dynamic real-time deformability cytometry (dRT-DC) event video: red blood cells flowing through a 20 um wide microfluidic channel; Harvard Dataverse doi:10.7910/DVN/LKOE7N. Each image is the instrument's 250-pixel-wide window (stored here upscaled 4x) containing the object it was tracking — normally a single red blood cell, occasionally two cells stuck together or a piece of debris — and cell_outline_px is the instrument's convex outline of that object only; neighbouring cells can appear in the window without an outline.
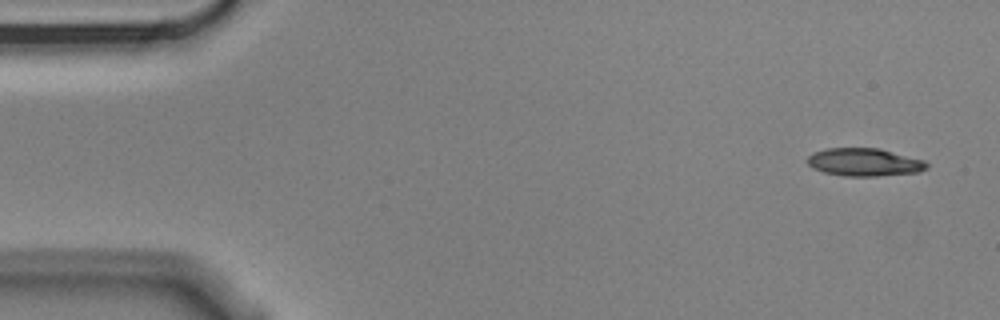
{"species": "Egyptian fruit bat (a non-hibernating species)", "species_latin": "Rousettus aegyptiacus", "temperature_condition": "cold", "stored_images_in_passage": 4, "camera_frame_rate_fps": 3000, "um_per_image_px": 0.085, "animal": {"sex": "male"}, "frame": {"image": 1, "passage_image": 1, "time_ms": 0.0, "image_size_px": [1000, 320], "cell_outline_px": [[928, 168], [920, 172], [876, 176], [844, 176], [824, 172], [812, 168], [808, 164], [808, 156], [812, 152], [828, 148], [880, 148], [924, 160], [928, 164]], "centroid_in_image_um": [73.47, 13.78], "position_along_channel_um": 11.5, "area_um2": 19.48}}